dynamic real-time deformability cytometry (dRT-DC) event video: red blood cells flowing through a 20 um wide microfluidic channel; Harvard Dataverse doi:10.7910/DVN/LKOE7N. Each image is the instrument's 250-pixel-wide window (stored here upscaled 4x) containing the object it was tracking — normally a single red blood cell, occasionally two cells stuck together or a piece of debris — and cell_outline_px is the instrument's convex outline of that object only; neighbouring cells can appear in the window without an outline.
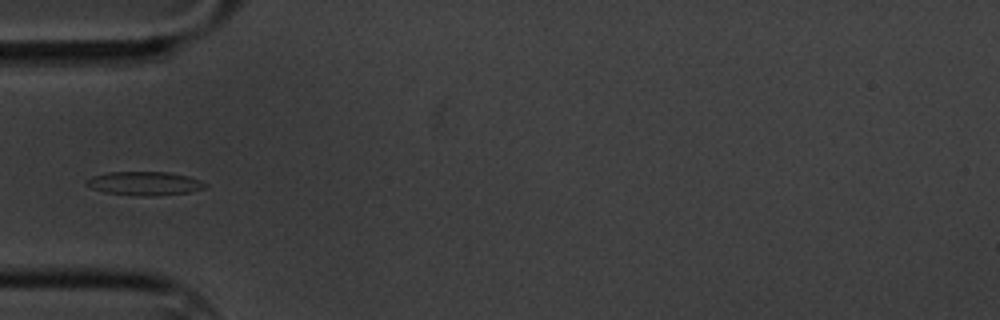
{"species": "common noctule bat (a hibernating species)", "species_latin": "Nyctalus noctula", "temperature_condition": "cold", "stored_images_in_passage": 41, "camera_frame_rate_fps": 3000, "um_per_image_px": 0.085, "animal": {"sex": "male", "body_mass_g": 20.1, "forearm_length_mm": 53.5}, "frame": {"image": 1, "passage_image": 1, "time_ms": 0.0, "image_size_px": [1000, 320], "cell_outline_px": [[208, 184], [204, 188], [188, 192], [156, 196], [136, 196], [104, 192], [92, 188], [84, 184], [84, 180], [92, 176], [108, 172], [168, 172], [188, 176], [200, 180]], "centroid_in_image_um": [12.25, 15.59], "position_along_channel_um": 72.8, "area_um2": 16.53}}
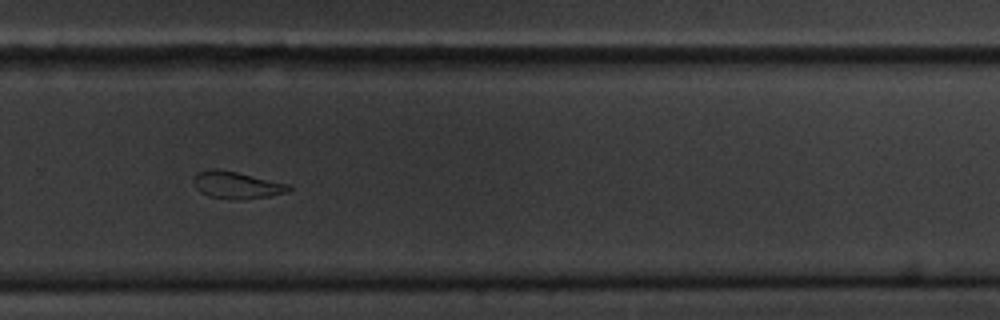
{"frame": {"image": 2, "passage_image": 22, "time_ms": 7.0, "image_size_px": [1000, 320], "cell_outline_px": [[292, 188], [288, 192], [268, 196], [232, 200], [208, 196], [200, 192], [196, 188], [192, 180], [196, 172], [208, 168], [220, 168], [288, 184]], "centroid_in_image_um": [20.04, 15.71], "position_along_channel_um": 309.8, "area_um2": 15.14}}
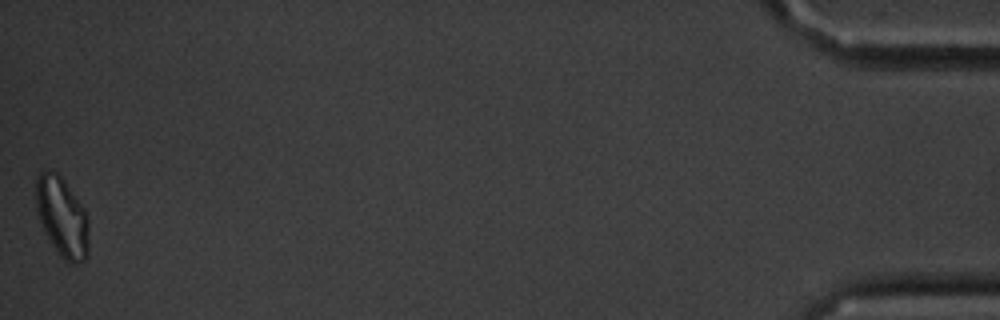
{"frame": {"image": 3, "passage_image": 41, "time_ms": 13.333, "image_size_px": [1000, 320], "cell_outline_px": [[88, 256], [84, 260], [76, 264], [72, 264], [64, 260], [60, 256], [44, 232], [36, 212], [36, 176], [44, 168], [56, 172], [64, 180], [84, 208], [88, 220]], "centroid_in_image_um": [5.26, 18.44], "position_along_channel_um": 429.9, "area_um2": 24.8}}